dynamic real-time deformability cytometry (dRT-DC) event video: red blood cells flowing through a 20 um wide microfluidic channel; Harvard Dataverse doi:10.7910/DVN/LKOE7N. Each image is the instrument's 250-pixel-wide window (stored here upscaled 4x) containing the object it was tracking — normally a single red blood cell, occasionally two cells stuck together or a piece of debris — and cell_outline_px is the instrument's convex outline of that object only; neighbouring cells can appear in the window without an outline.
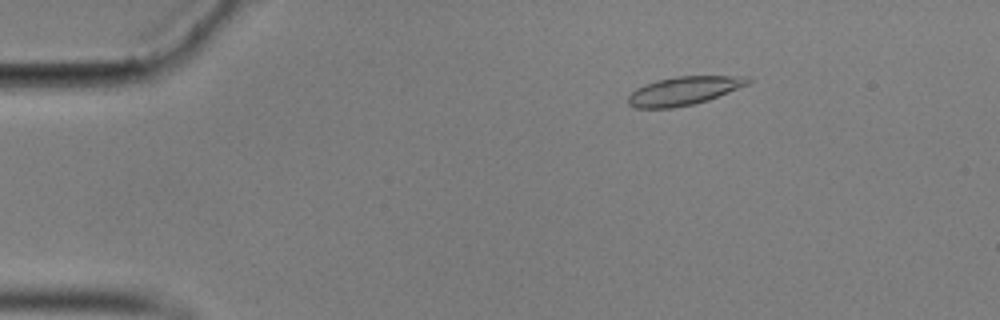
{"species": "common noctule bat (a hibernating species)", "species_latin": "Nyctalus noctula", "temperature_condition": "cold", "stored_images_in_passage": 58, "camera_frame_rate_fps": 3000, "um_per_image_px": 0.085, "animal": {"sex": "male", "body_mass_g": 17.9}, "frame": {"image": 1, "passage_image": 10, "time_ms": 3.0, "image_size_px": [1000, 320], "cell_outline_px": [[752, 80], [748, 84], [708, 100], [692, 104], [672, 108], [632, 108], [628, 104], [628, 96], [636, 88], [644, 84], [656, 80], [676, 76], [752, 76]], "centroid_in_image_um": [58.11, 7.71], "position_along_channel_um": 26.9, "area_um2": 19.94}}
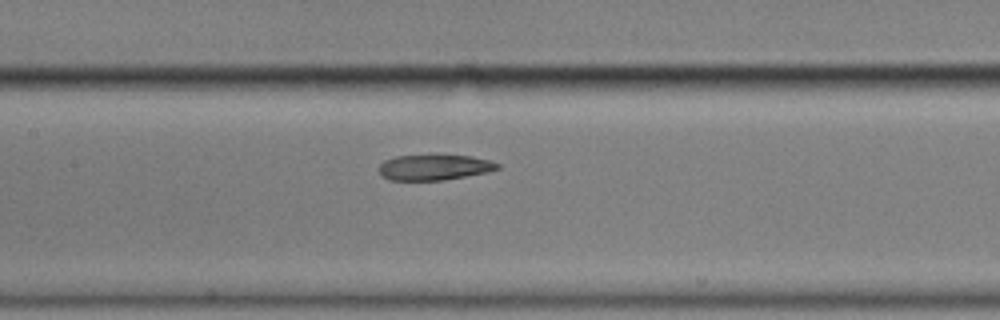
{"frame": {"image": 2, "passage_image": 28, "time_ms": 9.0, "image_size_px": [1000, 320], "cell_outline_px": [[500, 168], [488, 172], [444, 180], [388, 180], [380, 176], [380, 164], [384, 160], [396, 156], [472, 156], [488, 160], [500, 164]], "centroid_in_image_um": [36.9, 14.24], "position_along_channel_um": 170.5, "area_um2": 17.46}}
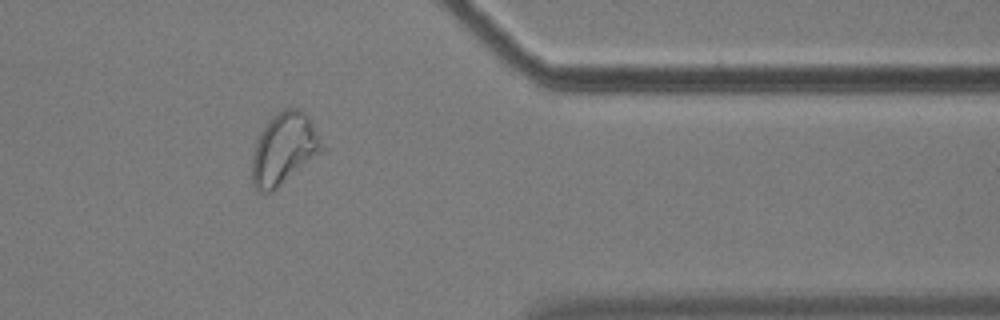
{"frame": {"image": 3, "passage_image": 48, "time_ms": 15.667, "image_size_px": [1000, 320], "cell_outline_px": [[328, 152], [272, 192], [260, 192], [252, 184], [252, 160], [256, 140], [260, 132], [268, 120], [276, 112], [284, 108], [300, 108], [312, 120], [328, 148]], "centroid_in_image_um": [24.25, 12.66], "position_along_channel_um": 387.2, "area_um2": 30.63}, "authors_computed_cell_mechanics": {"area_um2": 20.0277, "velocity_mm_per_s": 3.4833, "shape_relaxation_time_tau1_ms": null, "shape_relaxation_time_tau2_ms": 5.8418, "deformation_change_tau1": null, "deformation_change_tau2": 0.1367}}